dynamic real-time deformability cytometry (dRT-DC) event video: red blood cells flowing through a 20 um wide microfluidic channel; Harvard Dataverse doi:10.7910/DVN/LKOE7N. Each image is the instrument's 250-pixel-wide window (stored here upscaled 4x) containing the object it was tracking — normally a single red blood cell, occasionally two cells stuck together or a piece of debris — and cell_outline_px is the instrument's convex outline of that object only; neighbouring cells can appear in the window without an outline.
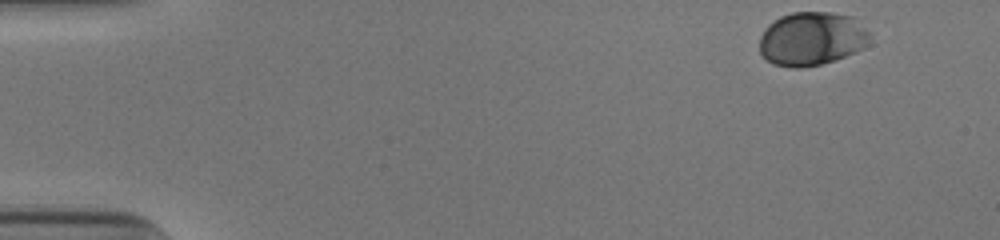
{"species": "human", "species_latin": "Homo sapiens", "temperature_condition": "cold", "stored_images_in_passage": 41, "camera_frame_rate_fps": 3000, "um_per_image_px": 0.085, "donor": {"sex": "male"}, "frame": {"image": 1, "passage_image": 1, "time_ms": 0.0, "image_size_px": [1000, 240], "cell_outline_px": [[868, 36], [864, 48], [856, 52], [820, 64], [800, 68], [792, 68], [772, 64], [760, 52], [760, 36], [764, 28], [772, 20], [780, 16], [792, 12], [832, 12], [852, 16], [868, 32]], "centroid_in_image_um": [68.94, 3.28], "position_along_channel_um": 16.1, "area_um2": 34.39}}
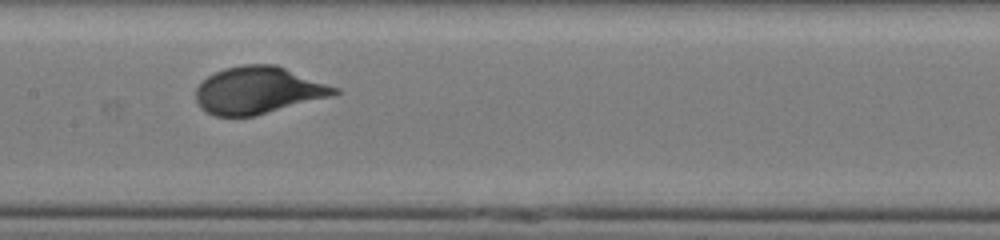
{"frame": {"image": 2, "passage_image": 24, "time_ms": 7.667, "image_size_px": [1000, 240], "cell_outline_px": [[340, 92], [332, 96], [256, 116], [216, 116], [200, 108], [196, 100], [196, 88], [208, 76], [224, 68], [244, 64], [276, 64], [340, 88]], "centroid_in_image_um": [21.97, 7.67], "position_along_channel_um": 185.4, "area_um2": 38.21}}
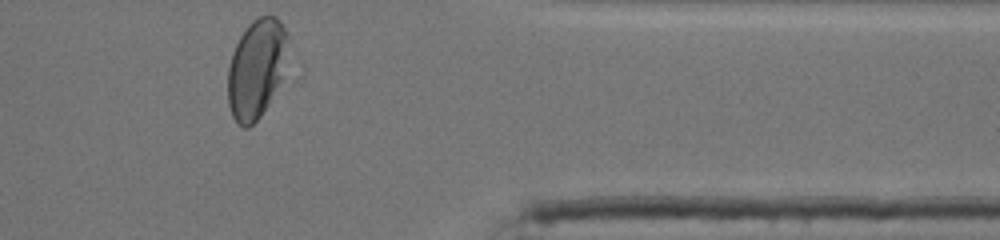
{"frame": {"image": 3, "passage_image": 41, "time_ms": 13.333, "image_size_px": [1000, 240], "cell_outline_px": [[288, 40], [284, 80], [260, 116], [248, 128], [244, 128], [232, 116], [228, 104], [228, 68], [232, 52], [240, 36], [248, 24], [252, 20], [260, 16], [276, 16], [280, 20], [288, 36]], "centroid_in_image_um": [21.81, 5.83], "position_along_channel_um": 389.6, "area_um2": 35.08}, "authors_computed_cell_mechanics": {"area_um2": 36.8764, "velocity_mm_per_s": 3.8637, "shape_relaxation_time_tau1_ms": 4.0345, "shape_relaxation_time_tau2_ms": null, "deformation_change_tau1": 0.1531, "deformation_change_tau2": null}}